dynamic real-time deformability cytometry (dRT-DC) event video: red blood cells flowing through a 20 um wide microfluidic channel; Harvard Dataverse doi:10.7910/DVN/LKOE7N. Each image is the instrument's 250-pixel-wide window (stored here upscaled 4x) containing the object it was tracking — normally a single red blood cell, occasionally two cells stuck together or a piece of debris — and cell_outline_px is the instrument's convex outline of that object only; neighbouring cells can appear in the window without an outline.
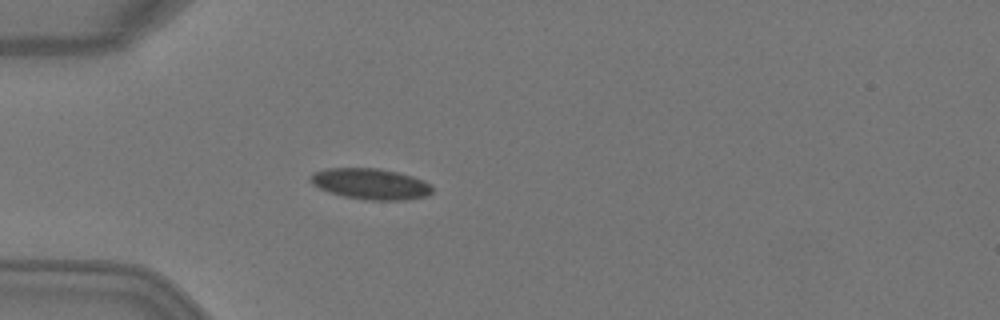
{"species": "Egyptian fruit bat (a non-hibernating species)", "species_latin": "Rousettus aegyptiacus", "temperature_condition": "warm", "stored_images_in_passage": 1, "camera_frame_rate_fps": 3000, "um_per_image_px": 0.085, "animal": {"sex": "female"}, "frame": {"image": 1, "passage_image": 1, "time_ms": 0.0, "image_size_px": [1000, 320], "cell_outline_px": [[432, 192], [428, 196], [404, 200], [364, 200], [344, 196], [320, 188], [312, 184], [312, 172], [324, 168], [376, 168], [396, 172], [412, 176], [424, 180], [432, 184]], "centroid_in_image_um": [31.54, 15.63], "position_along_channel_um": 53.5, "area_um2": 21.91}}